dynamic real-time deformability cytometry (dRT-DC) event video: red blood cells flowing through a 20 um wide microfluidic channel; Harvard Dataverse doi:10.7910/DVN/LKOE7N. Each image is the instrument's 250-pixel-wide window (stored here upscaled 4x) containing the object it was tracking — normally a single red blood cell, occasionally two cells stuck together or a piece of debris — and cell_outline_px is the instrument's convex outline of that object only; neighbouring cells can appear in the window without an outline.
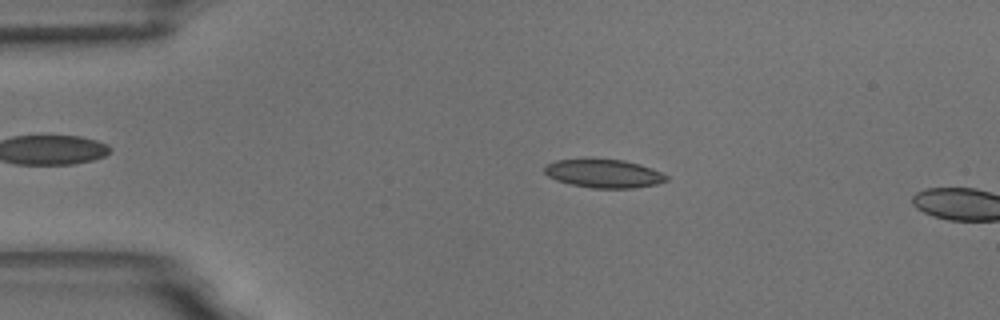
{"species": "common noctule bat (a hibernating species)", "species_latin": "Nyctalus noctula", "temperature_condition": "room temperature", "stored_images_in_passage": 13, "camera_frame_rate_fps": 3000, "um_per_image_px": 0.085, "animal": {"sex": "male", "body_mass_g": 18.8}, "frame": {"image": 1, "passage_image": 11, "time_ms": 3.333, "image_size_px": [1000, 320], "cell_outline_px": [[668, 180], [656, 184], [632, 188], [592, 188], [572, 184], [556, 180], [548, 176], [544, 172], [544, 168], [548, 164], [556, 160], [624, 160], [640, 164], [652, 168], [668, 176]], "centroid_in_image_um": [51.35, 14.76], "position_along_channel_um": 33.7, "area_um2": 19.83}}